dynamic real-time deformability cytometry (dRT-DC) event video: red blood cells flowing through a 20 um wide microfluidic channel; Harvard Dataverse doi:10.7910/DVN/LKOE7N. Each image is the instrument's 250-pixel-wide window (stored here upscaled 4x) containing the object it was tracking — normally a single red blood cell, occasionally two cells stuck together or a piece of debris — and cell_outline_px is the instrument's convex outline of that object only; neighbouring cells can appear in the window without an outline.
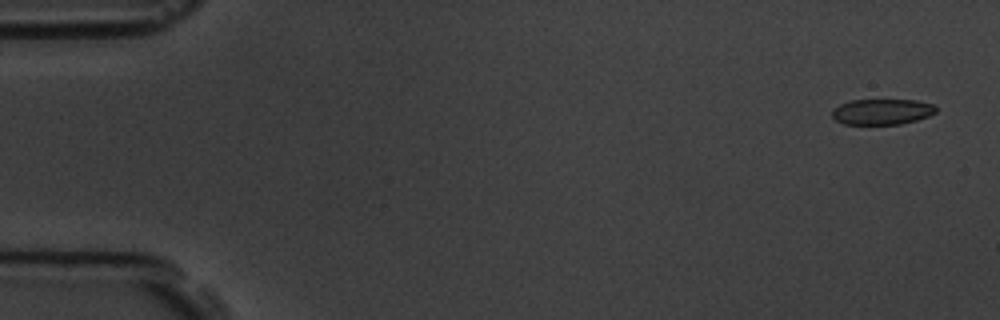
{"species": "common noctule bat (a hibernating species)", "species_latin": "Nyctalus noctula", "temperature_condition": "room temperature", "stored_images_in_passage": 6, "camera_frame_rate_fps": 3000, "um_per_image_px": 0.085, "animal": {"sex": "male", "body_mass_g": 19.5, "forearm_length_mm": 54.6}, "frame": {"image": 1, "passage_image": 1, "time_ms": 0.0, "image_size_px": [1000, 320], "cell_outline_px": [[936, 112], [928, 116], [916, 120], [900, 124], [844, 124], [836, 120], [832, 116], [832, 108], [840, 104], [852, 100], [916, 100], [932, 104], [936, 108]], "centroid_in_image_um": [74.95, 9.49], "position_along_channel_um": 10.1, "area_um2": 15.49}}
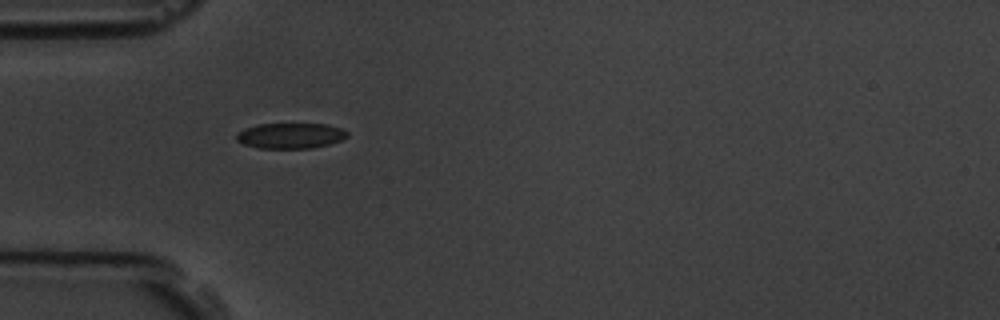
{"frame": {"image": 2, "passage_image": 5, "time_ms": 5.0, "image_size_px": [1000, 320], "cell_outline_px": [[348, 136], [340, 140], [328, 144], [312, 148], [260, 148], [244, 144], [236, 140], [236, 136], [244, 128], [256, 124], [328, 124], [344, 128], [348, 132]], "centroid_in_image_um": [24.72, 11.52], "position_along_channel_um": 60.3, "area_um2": 16.47}}
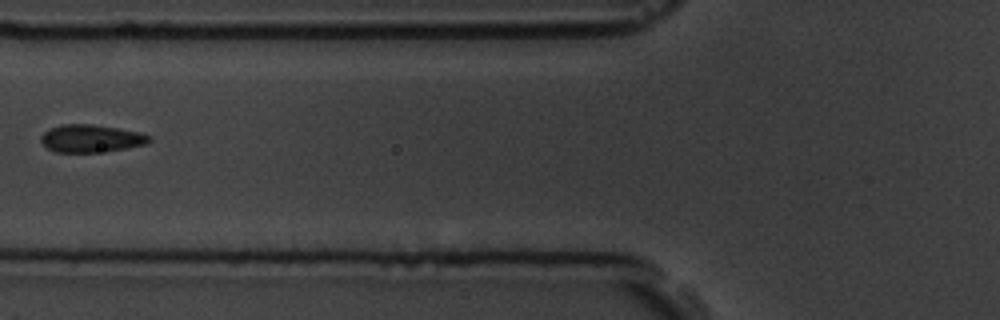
{"frame": {"image": 3, "passage_image": 6, "time_ms": 6.667, "image_size_px": [1000, 320], "cell_outline_px": [[152, 140], [144, 144], [124, 148], [96, 152], [56, 152], [48, 148], [40, 140], [40, 136], [44, 132], [60, 124], [92, 124], [140, 132], [148, 136]], "centroid_in_image_um": [7.7, 11.76], "position_along_channel_um": 118.1, "area_um2": 17.11}}